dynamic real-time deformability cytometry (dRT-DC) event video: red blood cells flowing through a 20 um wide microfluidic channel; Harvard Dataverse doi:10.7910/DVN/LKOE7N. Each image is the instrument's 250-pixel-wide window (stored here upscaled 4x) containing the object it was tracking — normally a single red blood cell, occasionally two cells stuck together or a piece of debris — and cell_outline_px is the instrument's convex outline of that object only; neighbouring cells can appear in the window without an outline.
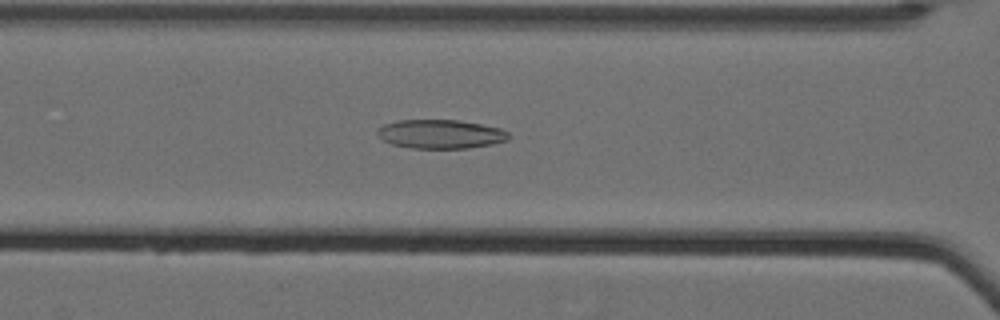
{"species": "Egyptian fruit bat (a non-hibernating species)", "species_latin": "Rousettus aegyptiacus", "temperature_condition": "cold", "stored_images_in_passage": 58, "camera_frame_rate_fps": 3000, "um_per_image_px": 0.085, "animal": {"sex": "female"}, "frame": {"image": 1, "passage_image": 31, "time_ms": 10.0, "image_size_px": [1000, 320], "cell_outline_px": [[512, 136], [508, 140], [492, 144], [468, 148], [412, 148], [392, 144], [380, 140], [376, 132], [384, 124], [396, 120], [460, 120], [500, 128], [508, 132]], "centroid_in_image_um": [37.45, 11.39], "position_along_channel_um": 129.2, "area_um2": 22.25}}
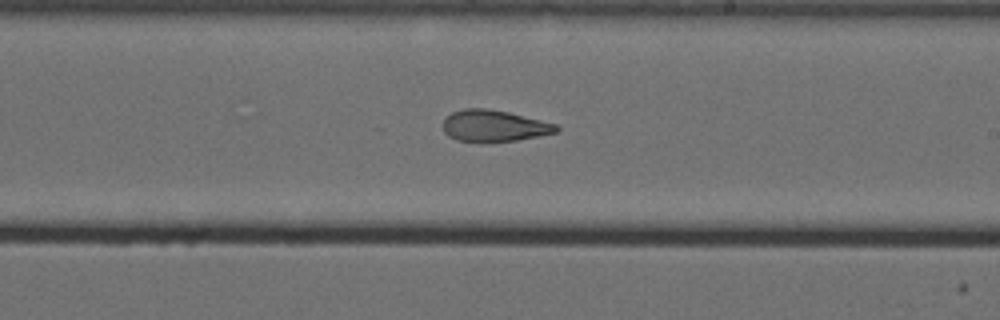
{"frame": {"image": 2, "passage_image": 41, "time_ms": 13.333, "image_size_px": [1000, 320], "cell_outline_px": [[560, 128], [556, 132], [540, 136], [516, 140], [456, 140], [448, 136], [444, 132], [444, 116], [452, 112], [464, 108], [488, 108], [508, 112], [556, 124]], "centroid_in_image_um": [41.98, 10.66], "position_along_channel_um": 247.0, "area_um2": 20.4}}
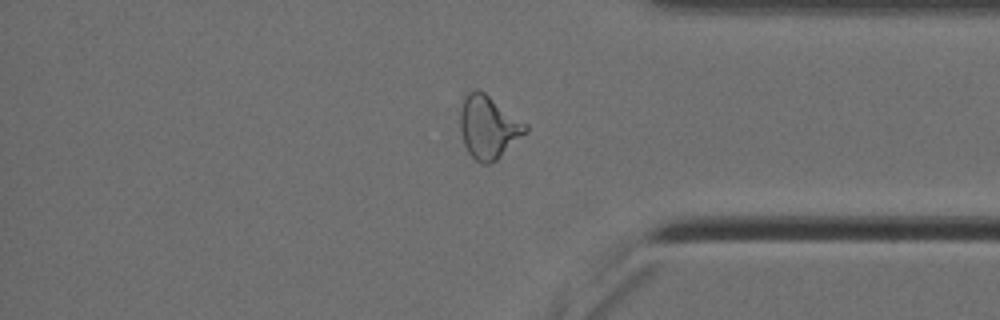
{"frame": {"image": 3, "passage_image": 54, "time_ms": 17.667, "image_size_px": [1000, 320], "cell_outline_px": [[528, 132], [496, 160], [488, 164], [480, 164], [468, 152], [464, 144], [460, 132], [460, 112], [464, 96], [468, 92], [476, 88], [480, 88], [528, 124]], "centroid_in_image_um": [41.52, 10.78], "position_along_channel_um": 393.7, "area_um2": 24.33}, "authors_computed_cell_mechanics": {"area_um2": 24.3916, "velocity_mm_per_s": 3.5312, "shape_relaxation_time_tau1_ms": null, "shape_relaxation_time_tau2_ms": 3.0594, "deformation_change_tau1": null, "deformation_change_tau2": 0.1178}}